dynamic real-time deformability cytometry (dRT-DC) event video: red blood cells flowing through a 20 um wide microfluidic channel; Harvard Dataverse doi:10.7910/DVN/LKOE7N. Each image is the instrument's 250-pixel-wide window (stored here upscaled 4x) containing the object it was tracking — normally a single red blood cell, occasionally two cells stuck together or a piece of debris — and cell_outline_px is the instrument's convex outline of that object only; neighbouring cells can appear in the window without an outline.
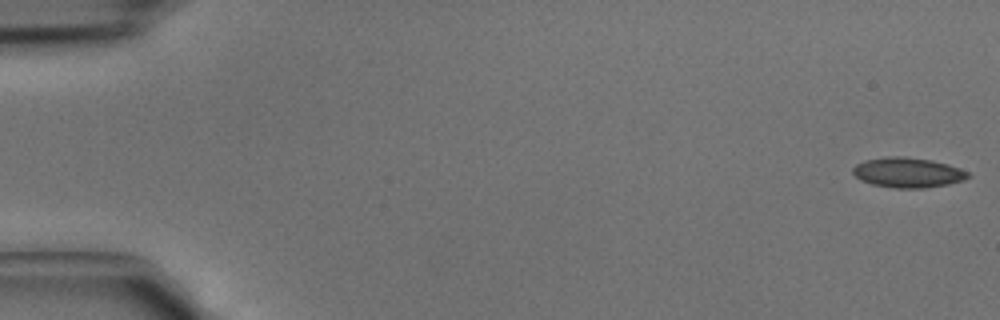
{"species": "common noctule bat (a hibernating species)", "species_latin": "Nyctalus noctula", "temperature_condition": "cold", "stored_images_in_passage": 43, "camera_frame_rate_fps": 3000, "um_per_image_px": 0.085, "animal": {"sex": "male", "body_mass_g": 15.6}, "frame": {"image": 1, "passage_image": 1, "time_ms": 0.0, "image_size_px": [1000, 320], "cell_outline_px": [[972, 176], [964, 180], [948, 184], [924, 188], [896, 188], [872, 184], [860, 180], [852, 172], [852, 168], [856, 164], [864, 160], [888, 156], [904, 156], [932, 160], [948, 164], [960, 168], [968, 172]], "centroid_in_image_um": [77.17, 14.66], "position_along_channel_um": 7.8, "area_um2": 20.29}}
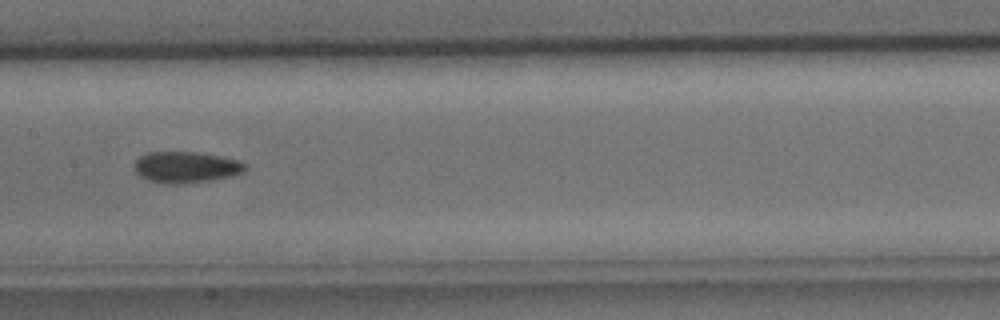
{"frame": {"image": 2, "passage_image": 22, "time_ms": 7.0, "image_size_px": [1000, 320], "cell_outline_px": [[248, 168], [244, 172], [228, 176], [208, 180], [184, 184], [164, 184], [148, 180], [140, 176], [136, 172], [136, 160], [140, 156], [148, 152], [196, 152], [240, 160], [248, 164]], "centroid_in_image_um": [15.83, 14.21], "position_along_channel_um": 191.6, "area_um2": 20.11}}
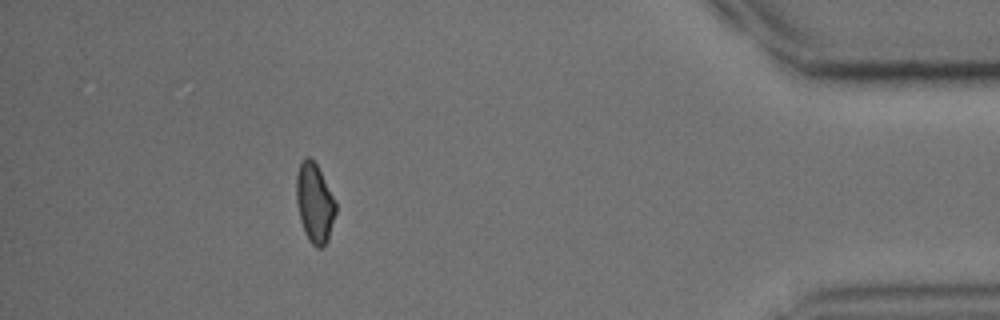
{"frame": {"image": 3, "passage_image": 39, "time_ms": 12.667, "image_size_px": [1000, 320], "cell_outline_px": [[336, 212], [328, 240], [324, 248], [316, 248], [308, 240], [304, 232], [300, 220], [296, 200], [296, 176], [300, 164], [304, 156], [308, 156], [316, 164], [336, 204]], "centroid_in_image_um": [26.72, 17.3], "position_along_channel_um": 408.5, "area_um2": 18.09}}